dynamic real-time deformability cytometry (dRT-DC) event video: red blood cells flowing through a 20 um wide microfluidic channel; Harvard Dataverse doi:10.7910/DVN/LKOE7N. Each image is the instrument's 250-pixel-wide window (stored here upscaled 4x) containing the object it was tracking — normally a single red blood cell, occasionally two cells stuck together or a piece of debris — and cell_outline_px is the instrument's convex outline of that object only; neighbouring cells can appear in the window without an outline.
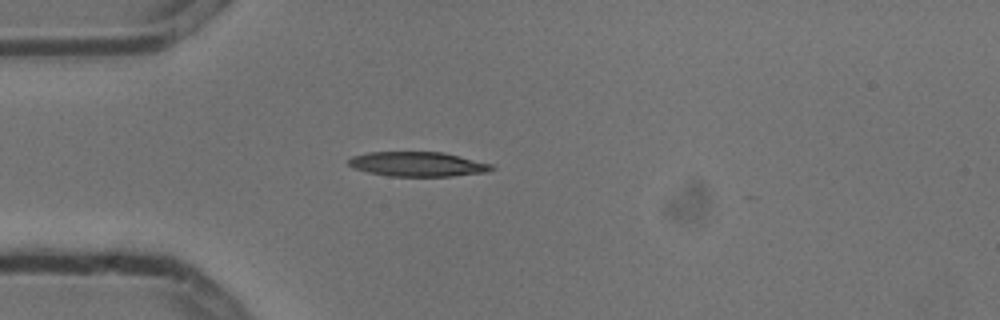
{"species": "common noctule bat (a hibernating species)", "species_latin": "Nyctalus noctula", "temperature_condition": "cold", "stored_images_in_passage": 5, "camera_frame_rate_fps": 3000, "um_per_image_px": 0.085, "animal": {"sex": "male", "body_mass_g": 13.3}, "frame": {"image": 1, "passage_image": 4, "time_ms": 1.0, "image_size_px": [1000, 320], "cell_outline_px": [[496, 168], [488, 172], [452, 176], [388, 176], [368, 172], [352, 168], [348, 164], [348, 160], [352, 156], [368, 152], [444, 152], [492, 164]], "centroid_in_image_um": [35.51, 13.95], "position_along_channel_um": 49.5, "area_um2": 20.63}}